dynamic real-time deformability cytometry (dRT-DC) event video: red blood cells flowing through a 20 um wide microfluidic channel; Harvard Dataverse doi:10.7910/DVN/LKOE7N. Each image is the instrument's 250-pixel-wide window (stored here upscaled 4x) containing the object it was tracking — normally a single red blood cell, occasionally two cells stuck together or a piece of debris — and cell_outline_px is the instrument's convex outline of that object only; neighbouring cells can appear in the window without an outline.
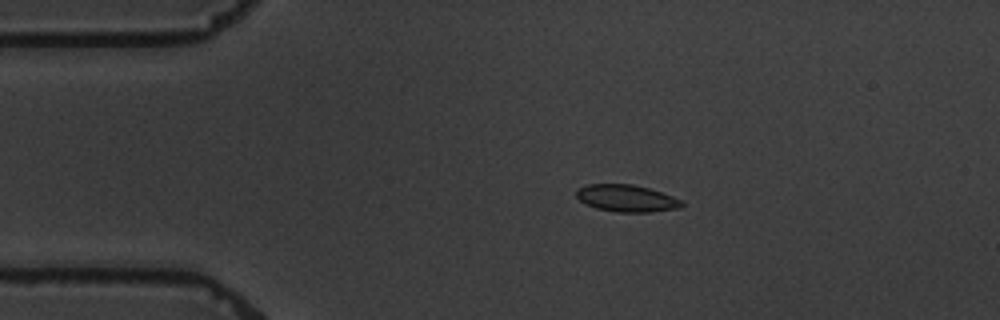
{"species": "common noctule bat (a hibernating species)", "species_latin": "Nyctalus noctula", "temperature_condition": "warm", "stored_images_in_passage": 3, "camera_frame_rate_fps": 3000, "um_per_image_px": 0.085, "animal": {"sex": "male", "body_mass_g": 19.5, "forearm_length_mm": 54.6}, "frame": {"image": 1, "passage_image": 2, "time_ms": 1.333, "image_size_px": [1000, 320], "cell_outline_px": [[684, 204], [680, 208], [648, 212], [616, 212], [596, 208], [580, 200], [576, 196], [576, 188], [588, 184], [632, 184], [648, 188], [684, 200]], "centroid_in_image_um": [53.27, 16.85], "position_along_channel_um": 31.7, "area_um2": 16.59}}